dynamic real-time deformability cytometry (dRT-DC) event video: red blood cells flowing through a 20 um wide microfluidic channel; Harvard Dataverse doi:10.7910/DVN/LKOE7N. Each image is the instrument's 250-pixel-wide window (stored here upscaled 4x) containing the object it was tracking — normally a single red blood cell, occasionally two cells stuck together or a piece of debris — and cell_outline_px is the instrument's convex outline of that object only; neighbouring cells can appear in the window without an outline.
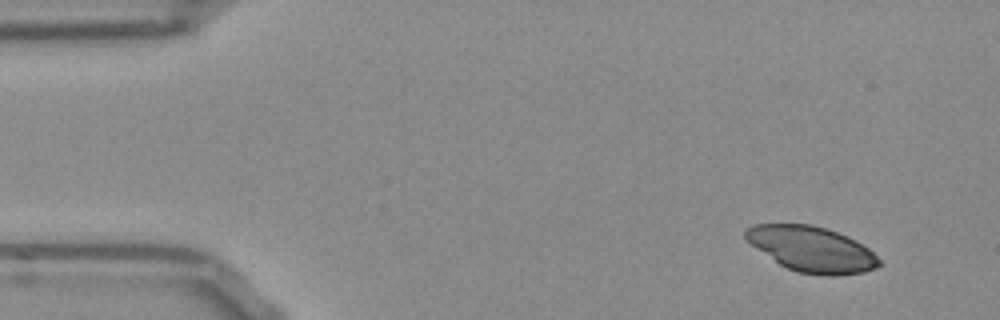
{"species": "Egyptian fruit bat (a non-hibernating species)", "species_latin": "Rousettus aegyptiacus", "temperature_condition": "room temperature", "stored_images_in_passage": 49, "camera_frame_rate_fps": 3000, "um_per_image_px": 0.085, "frame": {"image": 1, "passage_image": 1, "time_ms": 0.0, "image_size_px": [1000, 320], "cell_outline_px": [[880, 264], [864, 272], [836, 276], [820, 276], [796, 272], [780, 264], [752, 244], [744, 236], [744, 232], [752, 224], [812, 224], [848, 236], [856, 240], [868, 248], [880, 260]], "centroid_in_image_um": [69.01, 21.18], "position_along_channel_um": 16.0, "area_um2": 35.03}}